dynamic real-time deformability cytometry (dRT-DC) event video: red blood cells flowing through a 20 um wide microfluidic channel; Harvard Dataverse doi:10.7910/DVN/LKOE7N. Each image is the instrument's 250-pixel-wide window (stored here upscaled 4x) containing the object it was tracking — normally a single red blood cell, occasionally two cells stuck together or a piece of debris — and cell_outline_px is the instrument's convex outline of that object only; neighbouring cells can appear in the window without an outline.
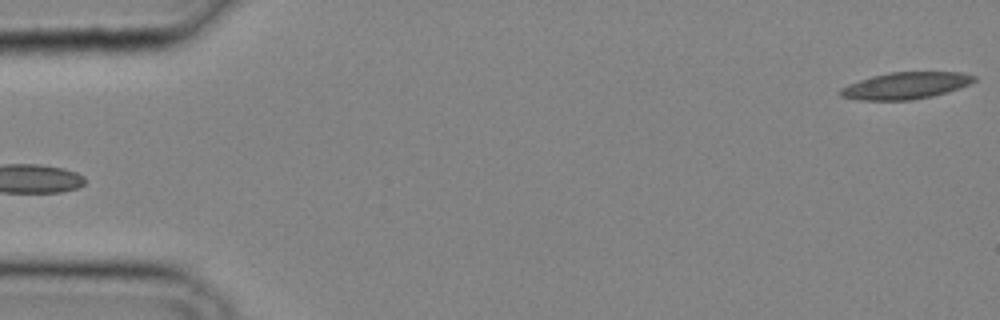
{"species": "common noctule bat (a hibernating species)", "species_latin": "Nyctalus noctula", "temperature_condition": "cold", "stored_images_in_passage": 34, "camera_frame_rate_fps": 3000, "um_per_image_px": 0.085, "animal": {"sex": "male", "body_mass_g": 20.4}, "frame": {"image": 1, "passage_image": 1, "time_ms": 0.0, "image_size_px": [1000, 320], "cell_outline_px": [[976, 80], [968, 84], [948, 92], [932, 96], [912, 100], [860, 100], [840, 96], [840, 88], [848, 84], [872, 76], [888, 72], [960, 72], [976, 76]], "centroid_in_image_um": [76.97, 7.27], "position_along_channel_um": 8.0, "area_um2": 20.81}}
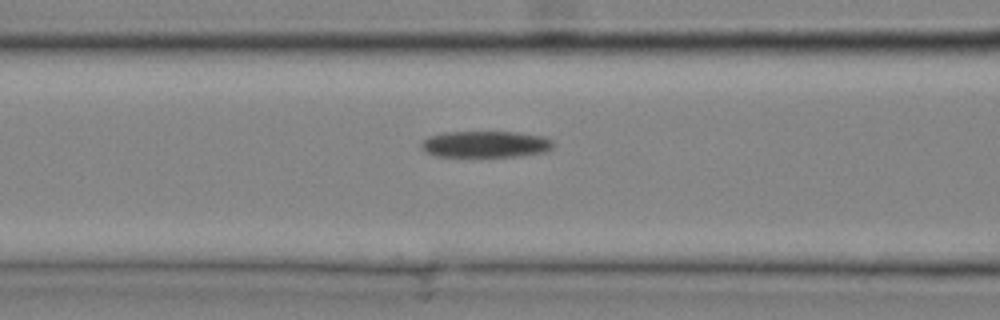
{"frame": {"image": 2, "passage_image": 15, "time_ms": 4.667, "image_size_px": [1000, 320], "cell_outline_px": [[556, 144], [552, 148], [544, 152], [520, 156], [436, 156], [424, 152], [420, 148], [420, 144], [428, 136], [444, 132], [516, 132], [544, 136], [552, 140]], "centroid_in_image_um": [41.27, 12.25], "position_along_channel_um": 125.3, "area_um2": 20.52}}
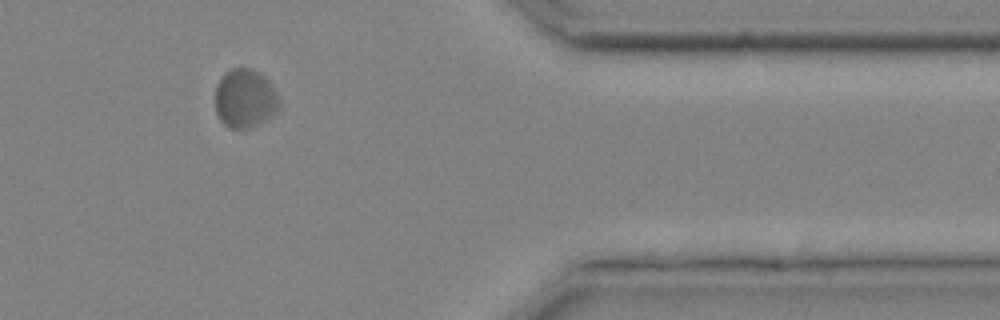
{"frame": {"image": 3, "passage_image": 31, "time_ms": 10.0, "image_size_px": [1000, 320], "cell_outline_px": [[280, 108], [268, 120], [248, 128], [228, 128], [220, 120], [216, 112], [216, 88], [224, 72], [232, 68], [252, 68], [264, 76], [272, 84], [280, 100]], "centroid_in_image_um": [20.85, 8.38], "position_along_channel_um": 390.5, "area_um2": 22.14}}